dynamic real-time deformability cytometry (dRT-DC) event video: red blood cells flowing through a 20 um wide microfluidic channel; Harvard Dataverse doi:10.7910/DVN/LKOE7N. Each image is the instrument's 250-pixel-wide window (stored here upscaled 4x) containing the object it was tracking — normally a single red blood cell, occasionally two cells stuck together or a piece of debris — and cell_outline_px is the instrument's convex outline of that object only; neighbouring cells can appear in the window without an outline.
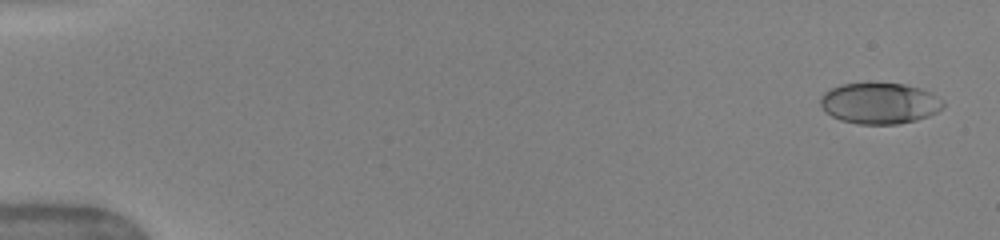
{"species": "human", "species_latin": "Homo sapiens", "temperature_condition": "warm", "stored_images_in_passage": 49, "camera_frame_rate_fps": 3000, "um_per_image_px": 0.085, "donor": {"sex": "female"}, "frame": {"image": 1, "passage_image": 1, "time_ms": 0.0, "image_size_px": [1000, 240], "cell_outline_px": [[944, 108], [928, 116], [916, 120], [896, 124], [856, 124], [840, 120], [824, 112], [820, 104], [820, 96], [828, 88], [840, 84], [904, 84], [920, 88], [932, 92], [944, 100]], "centroid_in_image_um": [74.75, 8.78], "position_along_channel_um": 10.2, "area_um2": 29.59}}
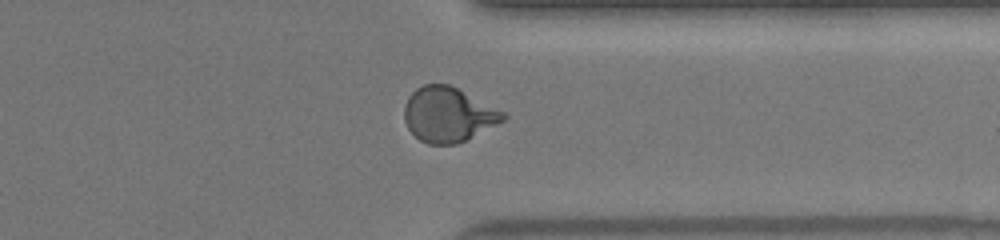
{"frame": {"image": 2, "passage_image": 39, "time_ms": 12.667, "image_size_px": [1000, 240], "cell_outline_px": [[508, 116], [504, 120], [456, 144], [428, 144], [420, 140], [408, 128], [404, 120], [404, 104], [408, 96], [416, 88], [424, 84], [448, 84], [504, 112]], "centroid_in_image_um": [38.04, 9.73], "position_along_channel_um": 373.4, "area_um2": 31.04}}
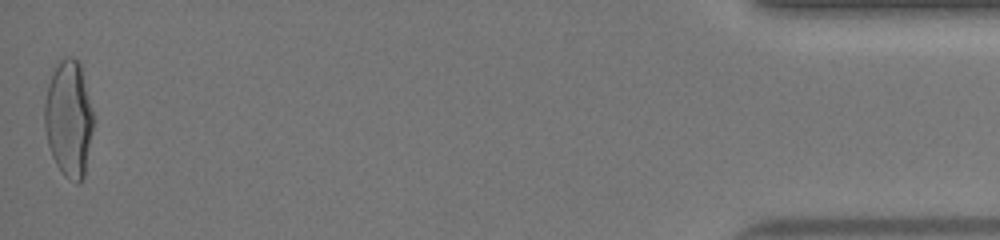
{"frame": {"image": 3, "passage_image": 49, "time_ms": 16.0, "image_size_px": [1000, 240], "cell_outline_px": [[92, 128], [84, 176], [80, 184], [76, 184], [64, 176], [56, 164], [52, 156], [48, 144], [44, 128], [44, 104], [48, 84], [60, 60], [64, 56], [72, 56], [80, 64], [92, 112]], "centroid_in_image_um": [5.82, 10.13], "position_along_channel_um": 429.4, "area_um2": 32.66}, "authors_computed_cell_mechanics": {"area_um2": 30.923, "velocity_mm_per_s": 4.0957, "shape_relaxation_time_tau1_ms": 4.8254, "shape_relaxation_time_tau2_ms": null, "deformation_change_tau1": 0.2092, "deformation_change_tau2": null}}